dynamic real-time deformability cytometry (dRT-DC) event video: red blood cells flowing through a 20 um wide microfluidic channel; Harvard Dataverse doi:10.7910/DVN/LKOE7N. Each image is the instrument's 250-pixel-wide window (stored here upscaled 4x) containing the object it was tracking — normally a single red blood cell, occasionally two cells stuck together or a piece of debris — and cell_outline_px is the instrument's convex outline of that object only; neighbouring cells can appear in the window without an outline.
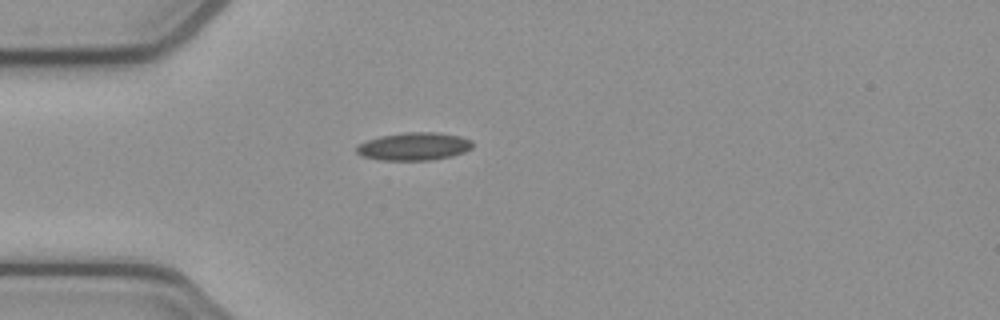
{"species": "common noctule bat (a hibernating species)", "species_latin": "Nyctalus noctula", "temperature_condition": "cold", "stored_images_in_passage": 39, "camera_frame_rate_fps": 3000, "um_per_image_px": 0.085, "animal": {"sex": "female", "body_mass_g": 21.9}, "frame": {"image": 1, "passage_image": 1, "time_ms": 0.0, "image_size_px": [1000, 320], "cell_outline_px": [[472, 148], [464, 152], [452, 156], [432, 160], [380, 160], [364, 156], [356, 152], [356, 148], [360, 144], [368, 140], [380, 136], [408, 132], [436, 132], [460, 136], [472, 140]], "centroid_in_image_um": [35.23, 12.44], "position_along_channel_um": 49.8, "area_um2": 18.73}}
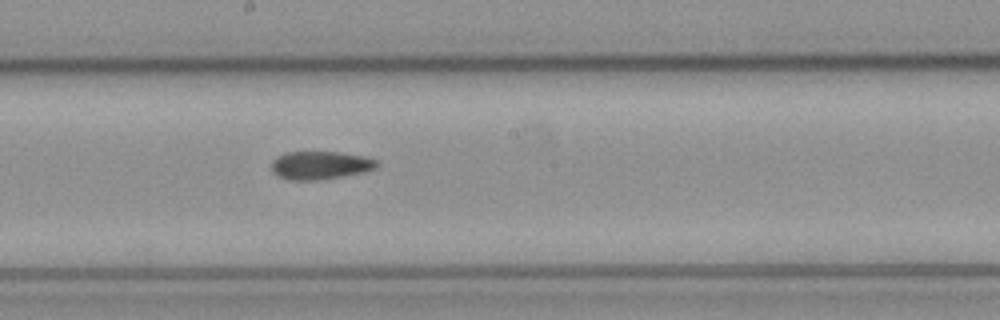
{"frame": {"image": 2, "passage_image": 15, "time_ms": 4.667, "image_size_px": [1000, 320], "cell_outline_px": [[380, 164], [376, 168], [364, 172], [316, 180], [288, 180], [276, 176], [272, 172], [272, 160], [276, 156], [284, 152], [340, 152], [364, 156], [376, 160]], "centroid_in_image_um": [27.19, 14.04], "position_along_channel_um": 221.0, "area_um2": 17.4}}
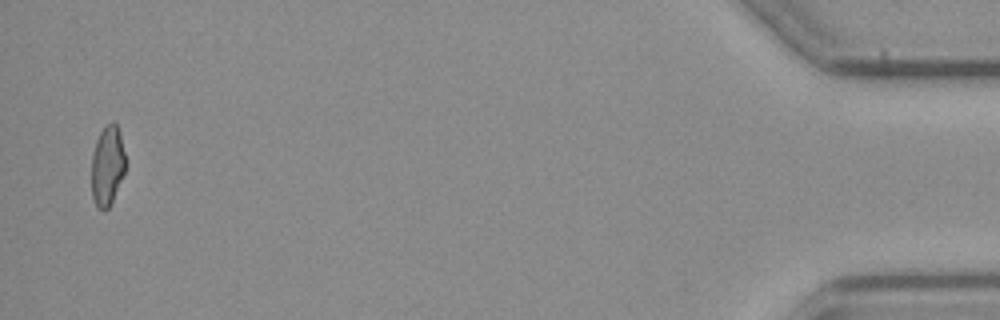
{"frame": {"image": 3, "passage_image": 38, "time_ms": 12.333, "image_size_px": [1000, 320], "cell_outline_px": [[124, 172], [112, 200], [108, 208], [104, 212], [96, 208], [92, 196], [92, 152], [96, 140], [100, 132], [112, 120], [116, 124], [120, 132], [124, 152]], "centroid_in_image_um": [9.1, 14.1], "position_along_channel_um": 426.1, "area_um2": 15.66}, "authors_computed_cell_mechanics": {"area_um2": 17.2244, "velocity_mm_per_s": 3.8937, "shape_relaxation_time_tau1_ms": null, "shape_relaxation_time_tau2_ms": 6.0696, "deformation_change_tau1": null, "deformation_change_tau2": 0.1196}}